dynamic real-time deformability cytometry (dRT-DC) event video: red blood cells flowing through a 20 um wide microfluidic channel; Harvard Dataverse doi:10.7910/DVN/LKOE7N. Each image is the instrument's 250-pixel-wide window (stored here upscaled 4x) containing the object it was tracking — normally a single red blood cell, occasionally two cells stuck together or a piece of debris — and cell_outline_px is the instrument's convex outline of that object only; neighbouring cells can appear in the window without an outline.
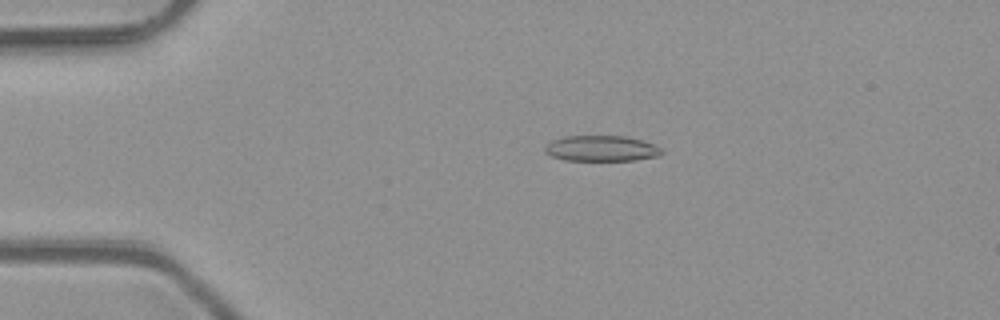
{"species": "common noctule bat (a hibernating species)", "species_latin": "Nyctalus noctula", "temperature_condition": "room temperature", "stored_images_in_passage": 47, "camera_frame_rate_fps": 3000, "um_per_image_px": 0.085, "animal": {"sex": "male", "body_mass_g": 23.1, "forearm_length_mm": 52.7}, "frame": {"image": 1, "passage_image": 8, "time_ms": 2.333, "image_size_px": [1000, 320], "cell_outline_px": [[664, 152], [660, 156], [636, 160], [564, 160], [552, 156], [544, 152], [544, 148], [552, 140], [564, 136], [624, 136], [640, 140], [664, 148]], "centroid_in_image_um": [51.14, 12.62], "position_along_channel_um": 33.9, "area_um2": 17.51}}
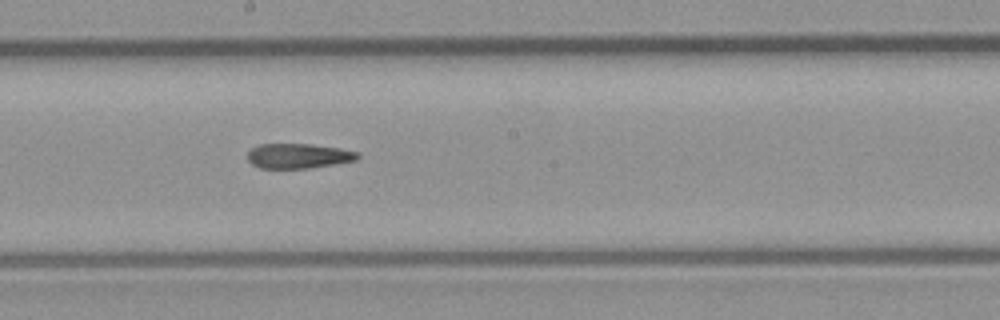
{"frame": {"image": 2, "passage_image": 25, "time_ms": 8.0, "image_size_px": [1000, 320], "cell_outline_px": [[360, 156], [356, 160], [308, 168], [260, 168], [252, 164], [248, 160], [248, 152], [252, 148], [260, 144], [308, 144], [340, 148], [360, 152]], "centroid_in_image_um": [25.37, 13.25], "position_along_channel_um": 222.8, "area_um2": 15.84}}
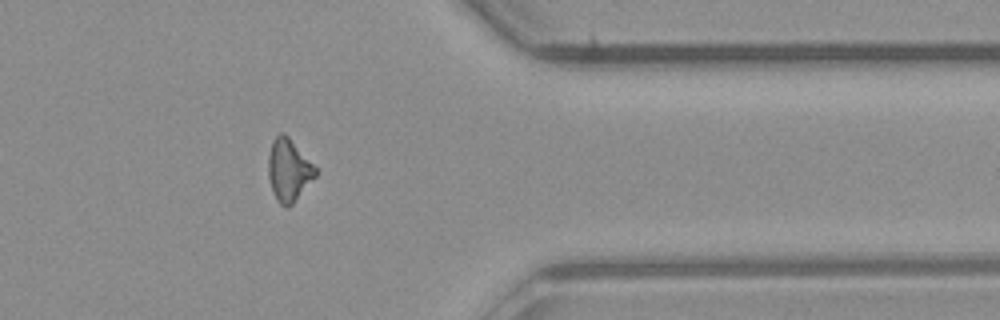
{"frame": {"image": 3, "passage_image": 38, "time_ms": 12.333, "image_size_px": [1000, 320], "cell_outline_px": [[316, 176], [292, 204], [288, 208], [284, 208], [276, 200], [272, 192], [268, 176], [268, 156], [272, 140], [280, 132], [284, 132], [288, 136], [316, 168]], "centroid_in_image_um": [24.51, 14.47], "position_along_channel_um": 386.9, "area_um2": 17.11}, "authors_computed_cell_mechanics": {"area_um2": 17.1088, "velocity_mm_per_s": 4.1396, "shape_relaxation_time_tau1_ms": null, "shape_relaxation_time_tau2_ms": 5.6959, "deformation_change_tau1": null, "deformation_change_tau2": 0.1593}}